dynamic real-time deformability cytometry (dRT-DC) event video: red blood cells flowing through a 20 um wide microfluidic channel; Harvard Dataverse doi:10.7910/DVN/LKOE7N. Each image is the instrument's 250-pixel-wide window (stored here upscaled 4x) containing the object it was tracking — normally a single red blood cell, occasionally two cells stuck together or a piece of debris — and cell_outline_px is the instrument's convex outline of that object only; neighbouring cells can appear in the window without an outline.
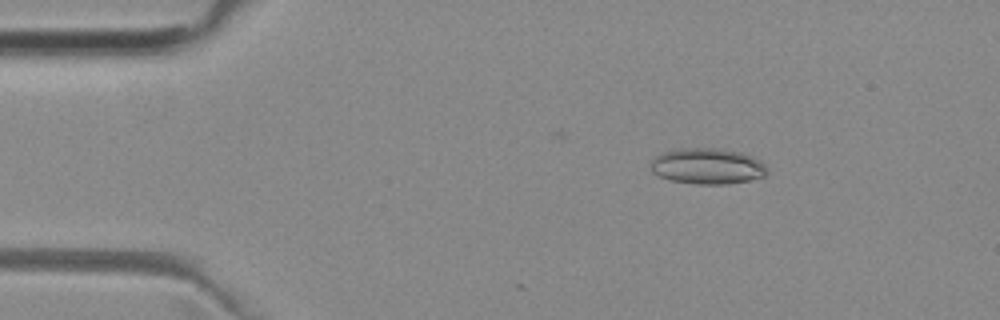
{"species": "common noctule bat (a hibernating species)", "species_latin": "Nyctalus noctula", "temperature_condition": "room temperature", "stored_images_in_passage": 25, "camera_frame_rate_fps": 3000, "um_per_image_px": 0.085, "animal": {"sex": "female", "body_mass_g": 29.2, "forearm_length_mm": 56.3}, "frame": {"image": 1, "passage_image": 8, "time_ms": 2.333, "image_size_px": [1000, 320], "cell_outline_px": [[768, 172], [764, 176], [748, 180], [728, 184], [696, 184], [668, 180], [652, 172], [652, 160], [656, 156], [664, 152], [676, 148], [720, 148], [740, 152], [752, 156], [760, 160], [768, 168]], "centroid_in_image_um": [60.15, 14.12], "position_along_channel_um": 24.9, "area_um2": 24.45}}
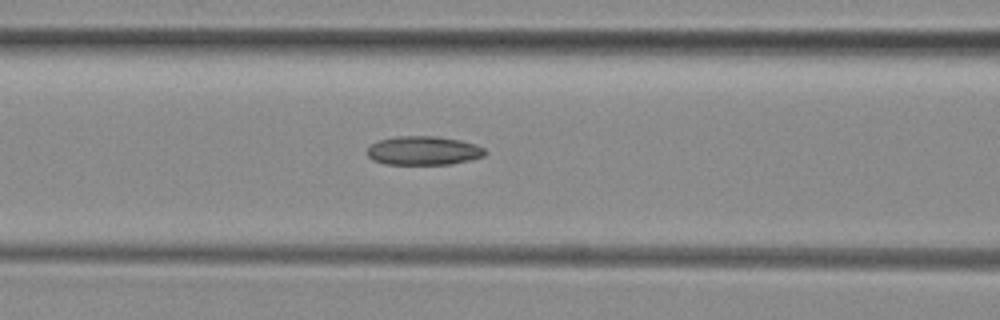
{"frame": {"image": 2, "passage_image": 21, "time_ms": 6.667, "image_size_px": [1000, 320], "cell_outline_px": [[488, 152], [484, 156], [452, 164], [384, 164], [372, 160], [368, 156], [368, 148], [372, 144], [380, 140], [396, 136], [436, 136], [460, 140], [476, 144], [484, 148]], "centroid_in_image_um": [36.01, 12.8], "position_along_channel_um": 130.6, "area_um2": 19.83}}
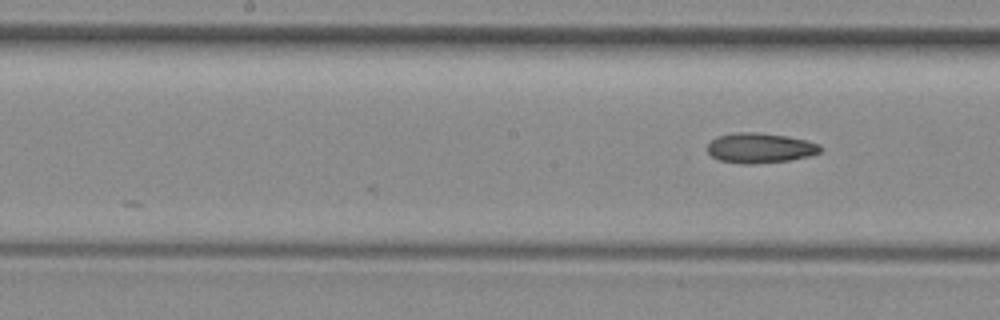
{"frame": {"image": 3, "passage_image": 25, "time_ms": 8.0, "image_size_px": [1000, 320], "cell_outline_px": [[824, 148], [820, 152], [808, 156], [788, 160], [752, 164], [740, 164], [720, 160], [712, 156], [708, 152], [708, 144], [716, 136], [736, 132], [760, 132], [788, 136], [820, 144]], "centroid_in_image_um": [64.6, 12.57], "position_along_channel_um": 183.6, "area_um2": 19.83}}